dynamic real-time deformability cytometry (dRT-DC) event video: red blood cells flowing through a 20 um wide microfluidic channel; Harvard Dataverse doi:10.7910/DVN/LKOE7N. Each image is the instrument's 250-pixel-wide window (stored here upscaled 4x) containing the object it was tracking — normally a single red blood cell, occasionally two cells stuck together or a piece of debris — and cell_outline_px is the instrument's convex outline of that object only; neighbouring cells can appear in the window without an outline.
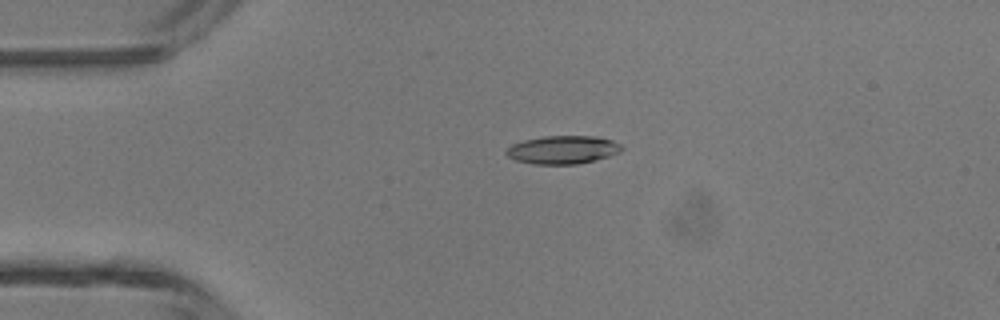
{"species": "common noctule bat (a hibernating species)", "species_latin": "Nyctalus noctula", "temperature_condition": "room temperature", "stored_images_in_passage": 6, "camera_frame_rate_fps": 3000, "um_per_image_px": 0.085, "animal": {"sex": "male", "body_mass_g": 13.3}, "frame": {"image": 1, "passage_image": 3, "time_ms": 0.667, "image_size_px": [1000, 320], "cell_outline_px": [[624, 148], [620, 152], [608, 156], [576, 164], [532, 164], [516, 160], [508, 156], [504, 152], [512, 144], [524, 140], [544, 136], [596, 136], [612, 140], [620, 144]], "centroid_in_image_um": [47.83, 12.72], "position_along_channel_um": 37.2, "area_um2": 18.84}}